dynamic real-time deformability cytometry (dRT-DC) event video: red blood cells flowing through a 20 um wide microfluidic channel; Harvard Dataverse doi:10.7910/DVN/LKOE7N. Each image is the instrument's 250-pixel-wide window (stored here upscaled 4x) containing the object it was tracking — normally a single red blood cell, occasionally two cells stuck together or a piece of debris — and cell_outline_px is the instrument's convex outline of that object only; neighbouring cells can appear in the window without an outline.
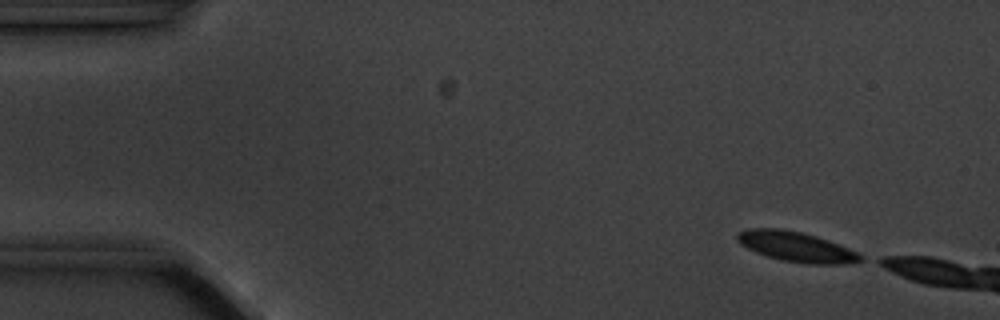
{"species": "common noctule bat (a hibernating species)", "species_latin": "Nyctalus noctula", "temperature_condition": "cold", "stored_images_in_passage": 3, "camera_frame_rate_fps": 3000, "um_per_image_px": 0.085, "animal": {"sex": "male", "body_mass_g": 20.1, "forearm_length_mm": 53.5}, "frame": {"image": 1, "passage_image": 1, "time_ms": 0.0, "image_size_px": [1000, 320], "cell_outline_px": [[864, 260], [844, 264], [808, 264], [780, 260], [756, 252], [740, 244], [736, 240], [736, 236], [740, 232], [748, 228], [780, 228], [800, 232], [816, 236], [828, 240], [848, 248], [864, 256]], "centroid_in_image_um": [67.68, 20.98], "position_along_channel_um": 17.3, "area_um2": 21.5}}